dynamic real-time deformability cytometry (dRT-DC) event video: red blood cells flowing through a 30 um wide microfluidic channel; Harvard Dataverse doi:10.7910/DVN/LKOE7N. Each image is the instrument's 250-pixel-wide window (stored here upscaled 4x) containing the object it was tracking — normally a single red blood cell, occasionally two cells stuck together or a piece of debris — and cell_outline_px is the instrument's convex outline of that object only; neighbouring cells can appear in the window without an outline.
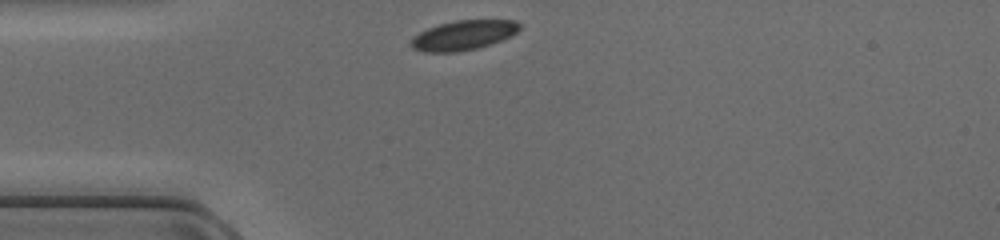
{"species": "common noctule bat (a hibernating species)", "species_latin": "Nyctalus noctula", "temperature_condition": "cold", "stored_images_in_passage": 28, "camera_frame_rate_fps": 3000, "um_per_image_px": 0.085, "animal": {"sex": "female", "body_mass_g": 17.0, "forearm_length_mm": 48.0}, "frame": {"image": 1, "passage_image": 1, "time_ms": 0.0, "image_size_px": [1000, 240], "cell_outline_px": [[520, 28], [512, 36], [476, 48], [456, 52], [424, 52], [412, 48], [408, 44], [420, 32], [428, 28], [440, 24], [456, 20], [516, 20], [520, 24]], "centroid_in_image_um": [39.38, 2.99], "position_along_channel_um": 45.6, "area_um2": 18.55}}
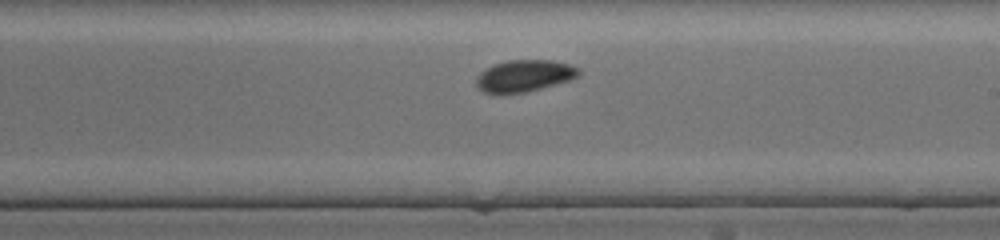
{"frame": {"image": 2, "passage_image": 16, "time_ms": 5.0, "image_size_px": [1000, 240], "cell_outline_px": [[580, 76], [568, 80], [540, 88], [524, 92], [504, 96], [500, 96], [484, 92], [476, 88], [476, 76], [480, 72], [492, 64], [508, 60], [552, 60], [568, 64], [580, 68]], "centroid_in_image_um": [44.49, 6.47], "position_along_channel_um": 244.5, "area_um2": 19.42}}
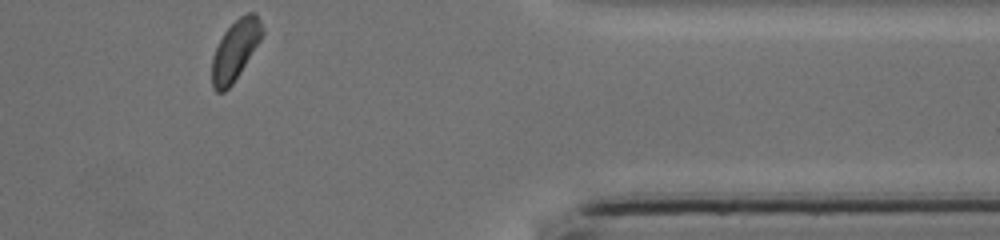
{"frame": {"image": 3, "passage_image": 28, "time_ms": 9.0, "image_size_px": [1000, 240], "cell_outline_px": [[264, 32], [260, 40], [240, 72], [232, 84], [224, 92], [216, 92], [212, 88], [212, 56], [224, 32], [240, 16], [248, 12], [256, 12], [264, 28]], "centroid_in_image_um": [20.0, 4.25], "position_along_channel_um": 391.4, "area_um2": 17.4}}